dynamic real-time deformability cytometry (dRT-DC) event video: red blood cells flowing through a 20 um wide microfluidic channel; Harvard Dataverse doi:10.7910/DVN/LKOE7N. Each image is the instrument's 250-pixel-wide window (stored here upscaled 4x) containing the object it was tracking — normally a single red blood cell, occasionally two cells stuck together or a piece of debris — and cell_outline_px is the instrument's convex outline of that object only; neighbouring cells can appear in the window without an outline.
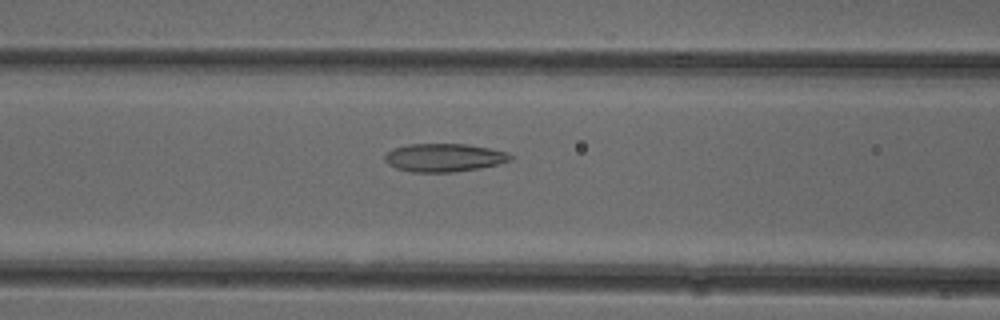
{"species": "common noctule bat (a hibernating species)", "species_latin": "Nyctalus noctula", "temperature_condition": "cold", "stored_images_in_passage": 52, "camera_frame_rate_fps": 3000, "um_per_image_px": 0.085, "animal": {"sex": "female"}, "frame": {"image": 1, "passage_image": 21, "time_ms": 6.667, "image_size_px": [1000, 320], "cell_outline_px": [[512, 160], [480, 168], [452, 172], [412, 172], [396, 168], [388, 164], [384, 160], [384, 156], [392, 148], [408, 144], [468, 144], [508, 152], [512, 156]], "centroid_in_image_um": [37.72, 13.39], "position_along_channel_um": 128.9, "area_um2": 20.63}}
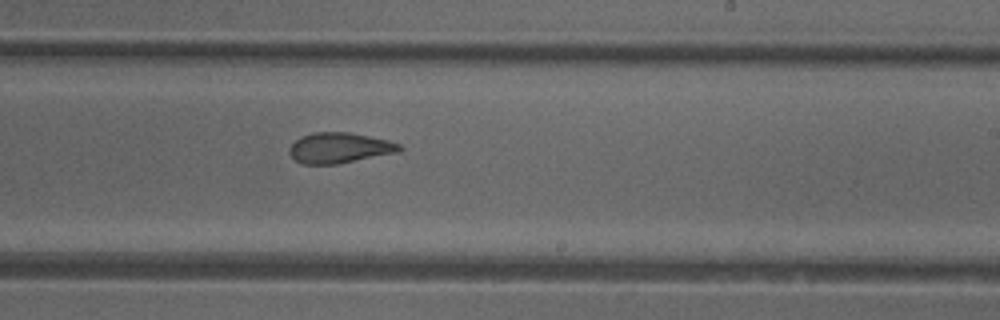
{"frame": {"image": 2, "passage_image": 31, "time_ms": 10.0, "image_size_px": [1000, 320], "cell_outline_px": [[404, 148], [400, 152], [336, 164], [304, 164], [296, 160], [288, 152], [288, 148], [300, 136], [312, 132], [348, 132], [388, 140], [400, 144]], "centroid_in_image_um": [28.86, 12.56], "position_along_channel_um": 260.1, "area_um2": 19.59}}
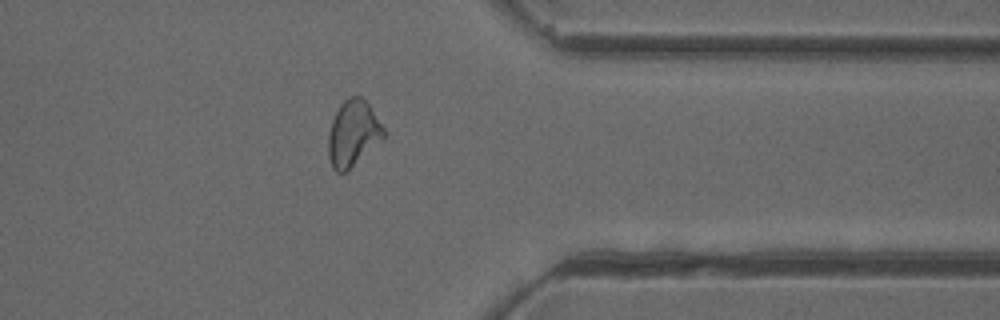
{"frame": {"image": 3, "passage_image": 41, "time_ms": 13.333, "image_size_px": [1000, 320], "cell_outline_px": [[388, 132], [384, 136], [344, 172], [336, 172], [332, 168], [328, 156], [328, 136], [332, 120], [340, 104], [348, 96], [360, 96], [368, 104]], "centroid_in_image_um": [29.99, 11.3], "position_along_channel_um": 381.4, "area_um2": 20.81}, "authors_computed_cell_mechanics": {"area_um2": 21.5594, "velocity_mm_per_s": 3.9501, "shape_relaxation_time_tau1_ms": null, "shape_relaxation_time_tau2_ms": 1.6726, "deformation_change_tau1": null, "deformation_change_tau2": 0.0791}}